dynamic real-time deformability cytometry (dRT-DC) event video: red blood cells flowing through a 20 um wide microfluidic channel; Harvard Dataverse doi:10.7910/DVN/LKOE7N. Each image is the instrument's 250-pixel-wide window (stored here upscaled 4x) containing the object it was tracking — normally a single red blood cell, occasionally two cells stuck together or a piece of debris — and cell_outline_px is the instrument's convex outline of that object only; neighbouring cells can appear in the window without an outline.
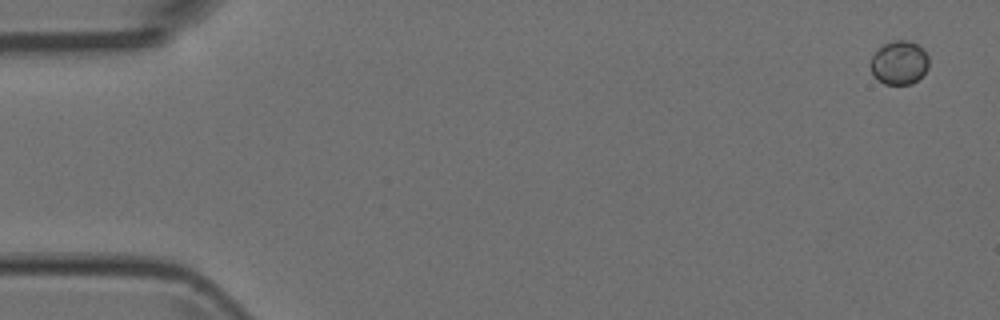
{"species": "Egyptian fruit bat (a non-hibernating species)", "species_latin": "Rousettus aegyptiacus", "temperature_condition": "room temperature", "stored_images_in_passage": 6, "camera_frame_rate_fps": 3000, "um_per_image_px": 0.085, "animal": {"sex": "female"}, "frame": {"image": 1, "passage_image": 1, "time_ms": 0.0, "image_size_px": [1000, 320], "cell_outline_px": [[928, 68], [912, 84], [884, 84], [876, 80], [872, 72], [872, 56], [884, 44], [896, 40], [908, 40], [916, 44], [928, 56]], "centroid_in_image_um": [76.43, 5.34], "position_along_channel_um": 8.6, "area_um2": 14.51}}
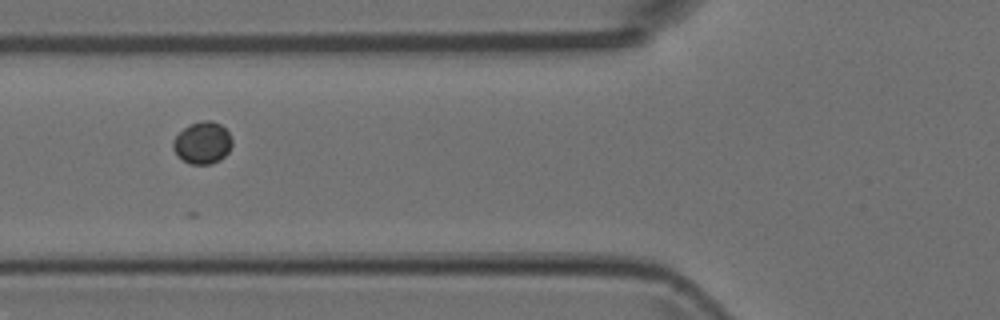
{"frame": {"image": 2, "passage_image": 6, "time_ms": 1.667, "image_size_px": [1000, 320], "cell_outline_px": [[232, 144], [228, 152], [220, 160], [212, 164], [192, 164], [184, 160], [172, 148], [172, 140], [188, 124], [204, 120], [212, 120], [220, 124], [228, 132], [232, 140]], "centroid_in_image_um": [17.22, 12.12], "position_along_channel_um": 108.6, "area_um2": 14.39}}